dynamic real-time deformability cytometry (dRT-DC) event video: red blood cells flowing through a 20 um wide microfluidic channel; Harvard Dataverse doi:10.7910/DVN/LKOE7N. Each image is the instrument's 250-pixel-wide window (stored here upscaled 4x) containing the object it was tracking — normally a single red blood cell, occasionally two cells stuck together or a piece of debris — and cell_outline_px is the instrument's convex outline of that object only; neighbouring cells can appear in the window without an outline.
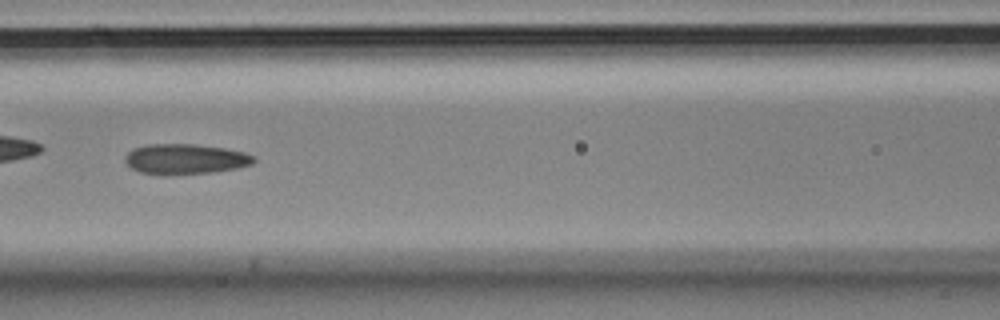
{"species": "Egyptian fruit bat (a non-hibernating species)", "species_latin": "Rousettus aegyptiacus", "temperature_condition": "cold", "stored_images_in_passage": 11, "camera_frame_rate_fps": 3000, "um_per_image_px": 0.085, "animal": {"sex": "male"}, "frame": {"image": 1, "passage_image": 5, "time_ms": 1.333, "image_size_px": [1000, 320], "cell_outline_px": [[256, 160], [252, 164], [240, 168], [212, 172], [164, 176], [140, 172], [132, 168], [124, 160], [124, 156], [132, 148], [148, 144], [196, 144], [224, 148], [244, 152], [256, 156]], "centroid_in_image_um": [15.75, 13.53], "position_along_channel_um": 150.8, "area_um2": 23.12}}
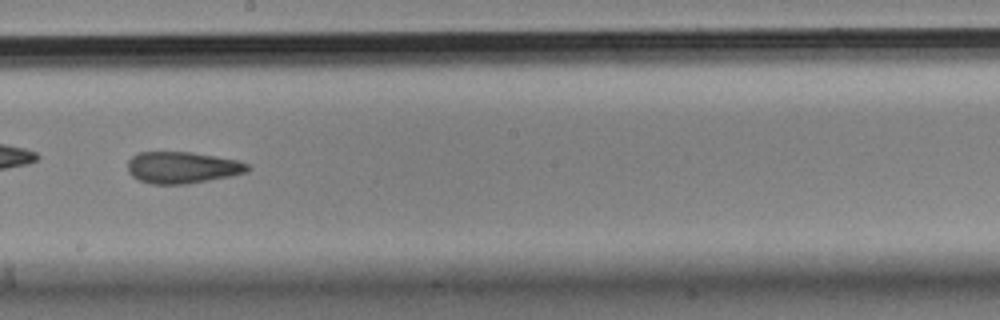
{"frame": {"image": 2, "passage_image": 7, "time_ms": 2.0, "image_size_px": [1000, 320], "cell_outline_px": [[252, 168], [248, 172], [232, 176], [188, 184], [152, 184], [140, 180], [132, 176], [128, 172], [128, 160], [132, 156], [140, 152], [192, 152], [236, 160], [248, 164]], "centroid_in_image_um": [15.51, 14.24], "position_along_channel_um": 232.7, "area_um2": 22.2}}
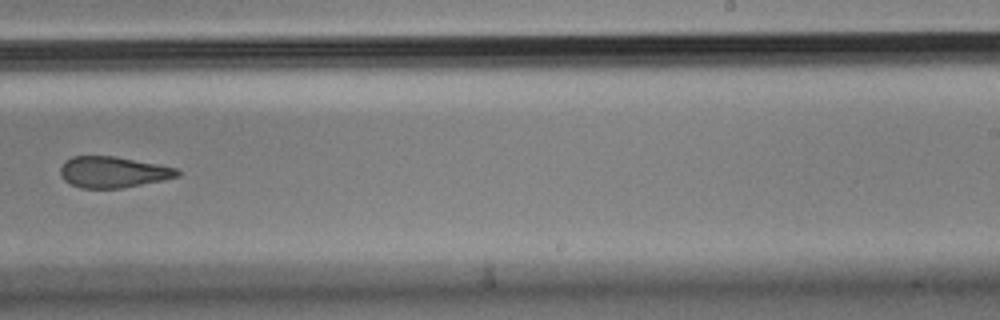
{"frame": {"image": 3, "passage_image": 8, "time_ms": 2.333, "image_size_px": [1000, 320], "cell_outline_px": [[180, 176], [164, 180], [120, 188], [80, 188], [64, 180], [60, 176], [60, 168], [64, 160], [72, 156], [116, 156], [176, 168], [180, 172]], "centroid_in_image_um": [9.58, 14.62], "position_along_channel_um": 279.4, "area_um2": 21.21}}